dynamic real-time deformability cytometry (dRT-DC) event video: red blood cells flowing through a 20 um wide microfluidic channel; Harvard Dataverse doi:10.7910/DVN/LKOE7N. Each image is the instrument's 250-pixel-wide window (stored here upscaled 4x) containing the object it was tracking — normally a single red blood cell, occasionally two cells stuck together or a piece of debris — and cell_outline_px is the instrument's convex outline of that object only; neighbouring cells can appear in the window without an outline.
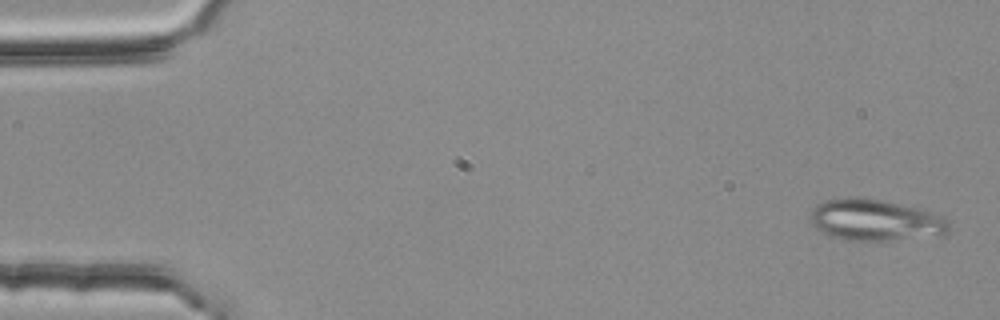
{"species": "common noctule bat (a hibernating species)", "species_latin": "Nyctalus noctula", "temperature_condition": "room temperature", "stored_images_in_passage": 4, "camera_frame_rate_fps": 3000, "um_per_image_px": 0.085, "animal": {"sex": "female", "body_mass_g": 25.1}, "frame": {"image": 1, "passage_image": 1, "time_ms": 0.0, "image_size_px": [1000, 320], "cell_outline_px": [[948, 232], [940, 236], [888, 240], [848, 240], [832, 236], [820, 232], [812, 224], [812, 208], [824, 200], [876, 200], [916, 208], [932, 212], [940, 216], [948, 224]], "centroid_in_image_um": [74.41, 18.76], "position_along_channel_um": 10.6, "area_um2": 32.14}}